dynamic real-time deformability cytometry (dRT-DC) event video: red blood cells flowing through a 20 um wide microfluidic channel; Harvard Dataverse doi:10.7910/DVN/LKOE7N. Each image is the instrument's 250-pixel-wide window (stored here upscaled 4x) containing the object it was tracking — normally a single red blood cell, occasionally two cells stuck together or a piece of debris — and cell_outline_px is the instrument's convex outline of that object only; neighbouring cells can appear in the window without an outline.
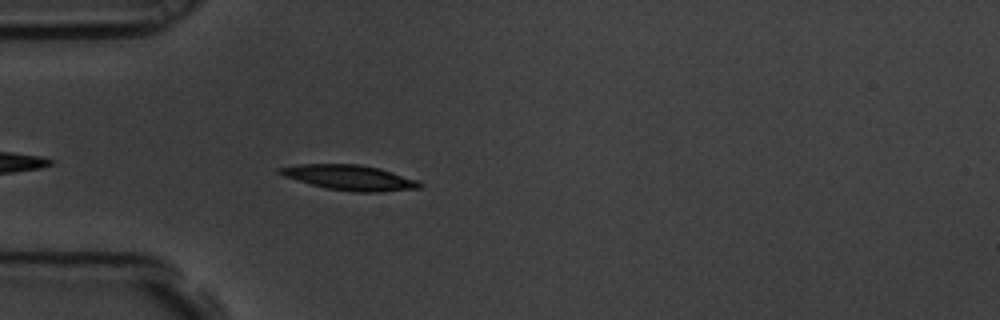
{"species": "common noctule bat (a hibernating species)", "species_latin": "Nyctalus noctula", "temperature_condition": "room temperature", "stored_images_in_passage": 5, "camera_frame_rate_fps": 3000, "um_per_image_px": 0.085, "animal": {"sex": "male", "body_mass_g": 19.5, "forearm_length_mm": 54.6}, "frame": {"image": 1, "passage_image": 5, "time_ms": 1.333, "image_size_px": [1000, 320], "cell_outline_px": [[424, 184], [420, 188], [380, 192], [352, 192], [328, 188], [312, 184], [284, 176], [276, 172], [276, 168], [300, 164], [360, 164], [392, 172], [416, 180]], "centroid_in_image_um": [29.71, 15.09], "position_along_channel_um": 55.3, "area_um2": 20.29}}